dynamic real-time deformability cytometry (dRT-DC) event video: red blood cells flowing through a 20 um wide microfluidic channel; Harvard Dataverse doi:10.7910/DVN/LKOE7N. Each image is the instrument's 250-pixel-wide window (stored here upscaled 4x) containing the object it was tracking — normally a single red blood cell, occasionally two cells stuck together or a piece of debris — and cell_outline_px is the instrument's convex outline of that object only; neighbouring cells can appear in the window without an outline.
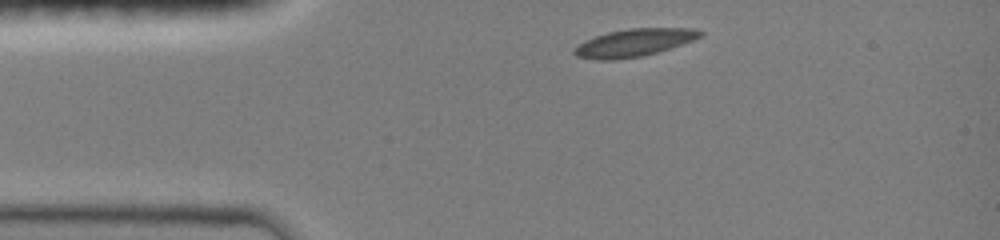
{"species": "common noctule bat (a hibernating species)", "species_latin": "Nyctalus noctula", "temperature_condition": "room temperature", "stored_images_in_passage": 7, "camera_frame_rate_fps": 3000, "um_per_image_px": 0.085, "animal": {"sex": "female", "body_mass_g": 19.0, "forearm_length_mm": 51.5}, "frame": {"image": 1, "passage_image": 1, "time_ms": 0.0, "image_size_px": [1000, 240], "cell_outline_px": [[704, 36], [656, 52], [640, 56], [612, 60], [596, 60], [576, 56], [572, 52], [572, 48], [584, 40], [608, 32], [628, 28], [692, 28], [704, 32]], "centroid_in_image_um": [53.84, 3.62], "position_along_channel_um": 31.2, "area_um2": 20.17}}
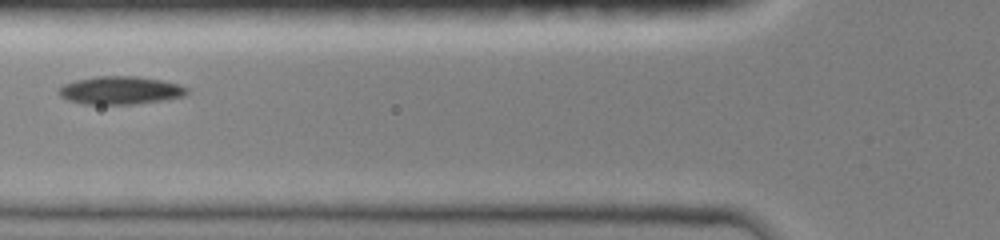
{"frame": {"image": 2, "passage_image": 4, "time_ms": 1.0, "image_size_px": [1000, 240], "cell_outline_px": [[188, 92], [184, 96], [168, 100], [136, 104], [84, 104], [68, 100], [60, 96], [56, 92], [64, 84], [76, 80], [96, 76], [136, 76], [160, 80], [180, 84], [188, 88]], "centroid_in_image_um": [10.25, 7.68], "position_along_channel_um": 115.6, "area_um2": 21.1}}
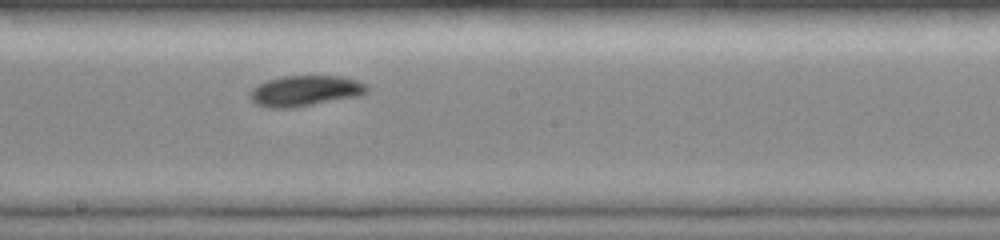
{"frame": {"image": 3, "passage_image": 7, "time_ms": 2.0, "image_size_px": [1000, 240], "cell_outline_px": [[368, 92], [360, 96], [292, 108], [268, 108], [256, 104], [248, 96], [252, 88], [268, 80], [284, 76], [340, 76], [356, 80], [368, 84]], "centroid_in_image_um": [25.96, 7.73], "position_along_channel_um": 222.2, "area_um2": 20.98}}